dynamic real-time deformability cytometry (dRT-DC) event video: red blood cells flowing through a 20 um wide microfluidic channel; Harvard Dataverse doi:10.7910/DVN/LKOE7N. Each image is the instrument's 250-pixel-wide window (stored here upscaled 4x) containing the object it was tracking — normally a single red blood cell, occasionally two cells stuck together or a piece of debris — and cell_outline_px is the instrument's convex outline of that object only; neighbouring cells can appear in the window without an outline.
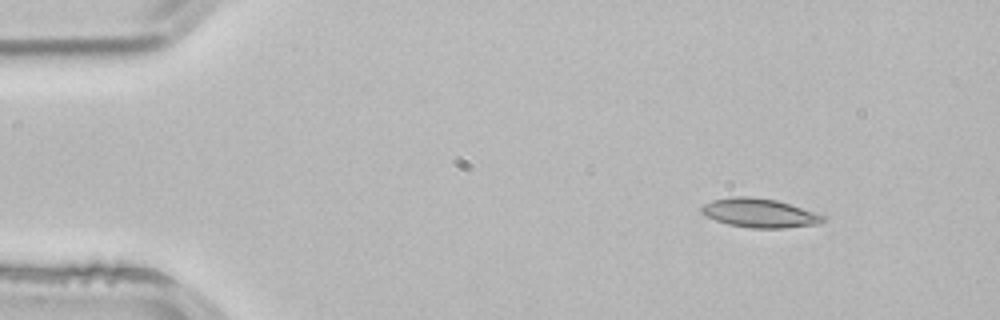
{"species": "common noctule bat (a hibernating species)", "species_latin": "Nyctalus noctula", "temperature_condition": "room temperature", "stored_images_in_passage": 4, "camera_frame_rate_fps": 3000, "um_per_image_px": 0.085, "animal": {"sex": "male", "body_mass_g": 21.5, "forearm_length_mm": 52.0}, "frame": {"image": 1, "passage_image": 2, "time_ms": 0.333, "image_size_px": [1000, 320], "cell_outline_px": [[828, 216], [820, 224], [784, 228], [752, 228], [728, 224], [716, 220], [700, 212], [700, 208], [704, 204], [712, 200], [736, 196], [748, 196], [776, 200]], "centroid_in_image_um": [64.58, 18.11], "position_along_channel_um": 20.4, "area_um2": 20.46}}
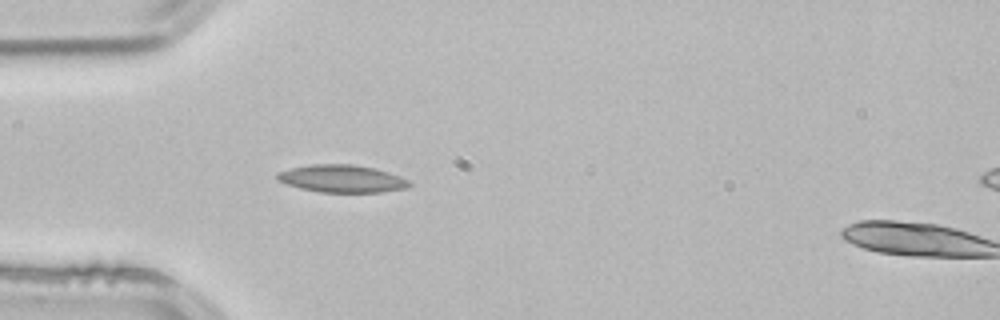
{"frame": {"image": 2, "passage_image": 3, "time_ms": 0.667, "image_size_px": [1000, 320], "cell_outline_px": [[412, 184], [408, 188], [380, 192], [320, 192], [300, 188], [276, 180], [276, 172], [292, 168], [312, 164], [352, 164], [376, 168], [412, 180]], "centroid_in_image_um": [29.1, 15.18], "position_along_channel_um": 55.9, "area_um2": 21.33}}